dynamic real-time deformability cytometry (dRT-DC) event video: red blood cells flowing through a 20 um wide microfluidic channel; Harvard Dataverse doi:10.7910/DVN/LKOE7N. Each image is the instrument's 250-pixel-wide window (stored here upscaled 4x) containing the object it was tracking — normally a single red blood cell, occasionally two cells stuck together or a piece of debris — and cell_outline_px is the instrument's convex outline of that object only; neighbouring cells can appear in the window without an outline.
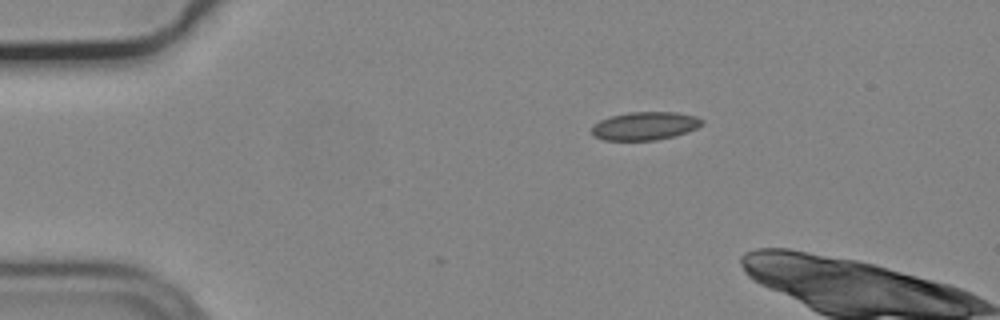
{"species": "common noctule bat (a hibernating species)", "species_latin": "Nyctalus noctula", "temperature_condition": "cold", "stored_images_in_passage": 4, "camera_frame_rate_fps": 3000, "um_per_image_px": 0.085, "animal": {"sex": "male", "body_mass_g": 19.2, "forearm_length_mm": 51.8}, "frame": {"image": 1, "passage_image": 1, "time_ms": 0.0, "image_size_px": [1000, 320], "cell_outline_px": [[704, 124], [688, 132], [676, 136], [656, 140], [604, 140], [592, 136], [592, 128], [600, 120], [612, 116], [632, 112], [676, 112], [696, 116], [704, 120]], "centroid_in_image_um": [54.86, 10.71], "position_along_channel_um": 30.1, "area_um2": 18.15}}